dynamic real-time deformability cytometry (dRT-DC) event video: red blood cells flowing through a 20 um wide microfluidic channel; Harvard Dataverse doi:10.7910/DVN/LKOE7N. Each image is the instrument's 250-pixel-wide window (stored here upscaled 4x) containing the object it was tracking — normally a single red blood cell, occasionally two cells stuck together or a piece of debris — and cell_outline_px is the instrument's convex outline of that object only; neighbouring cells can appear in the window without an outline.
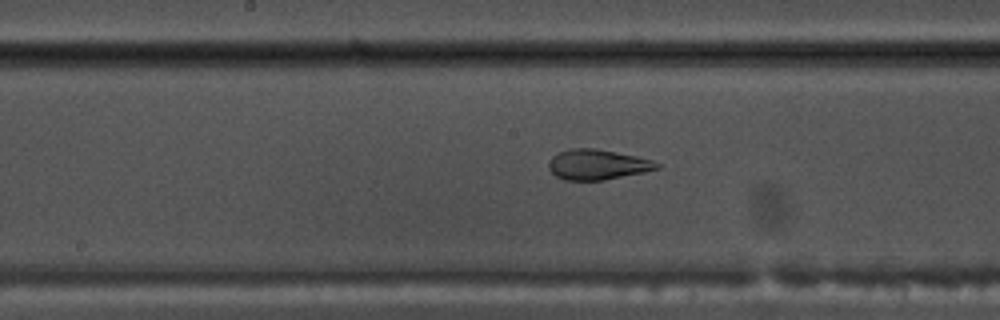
{"species": "common noctule bat (a hibernating species)", "species_latin": "Nyctalus noctula", "temperature_condition": "warm", "stored_images_in_passage": 29, "camera_frame_rate_fps": 3000, "um_per_image_px": 0.085, "animal": {"sex": "male", "body_mass_g": 17.5, "forearm_length_mm": 52.3}, "frame": {"image": 1, "passage_image": 13, "time_ms": 4.0, "image_size_px": [1000, 320], "cell_outline_px": [[660, 168], [644, 172], [604, 180], [564, 180], [556, 176], [548, 168], [548, 164], [552, 156], [560, 152], [572, 148], [596, 148], [636, 156], [652, 160], [660, 164]], "centroid_in_image_um": [50.78, 13.99], "position_along_channel_um": 197.4, "area_um2": 19.02}}
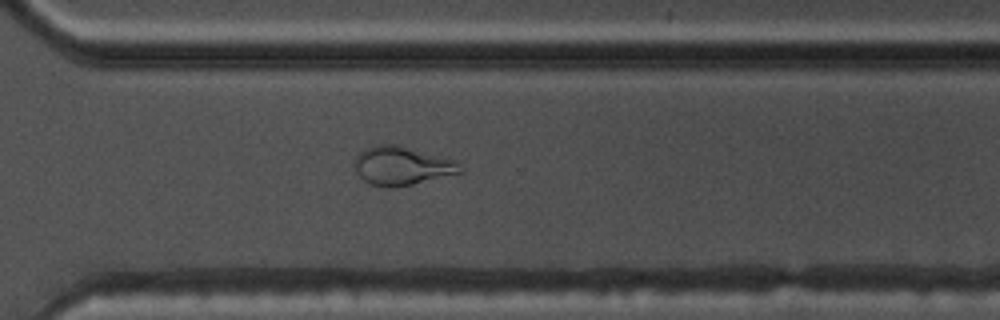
{"frame": {"image": 2, "passage_image": 24, "time_ms": 7.667, "image_size_px": [1000, 320], "cell_outline_px": [[464, 172], [412, 184], [392, 188], [384, 188], [368, 184], [356, 172], [356, 156], [360, 152], [376, 144], [396, 144], [456, 160]], "centroid_in_image_um": [34.17, 14.11], "position_along_channel_um": 336.4, "area_um2": 23.7}}
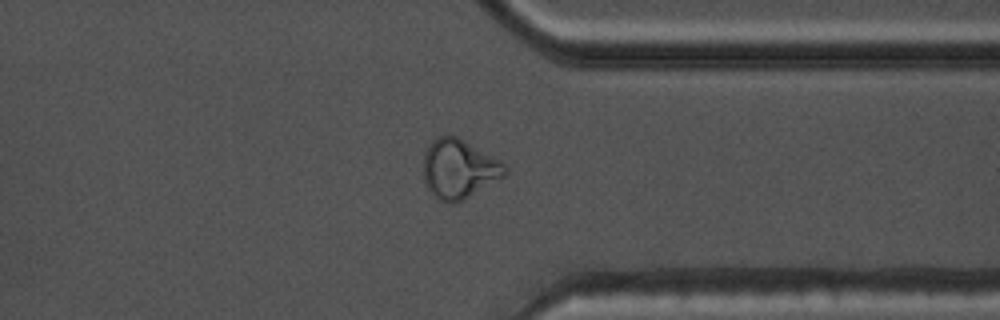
{"frame": {"image": 3, "passage_image": 27, "time_ms": 8.667, "image_size_px": [1000, 320], "cell_outline_px": [[508, 172], [504, 176], [468, 196], [452, 204], [448, 204], [432, 196], [424, 184], [424, 152], [428, 144], [436, 136], [456, 136], [464, 140], [500, 160], [508, 168]], "centroid_in_image_um": [38.97, 14.35], "position_along_channel_um": 372.4, "area_um2": 28.03}}